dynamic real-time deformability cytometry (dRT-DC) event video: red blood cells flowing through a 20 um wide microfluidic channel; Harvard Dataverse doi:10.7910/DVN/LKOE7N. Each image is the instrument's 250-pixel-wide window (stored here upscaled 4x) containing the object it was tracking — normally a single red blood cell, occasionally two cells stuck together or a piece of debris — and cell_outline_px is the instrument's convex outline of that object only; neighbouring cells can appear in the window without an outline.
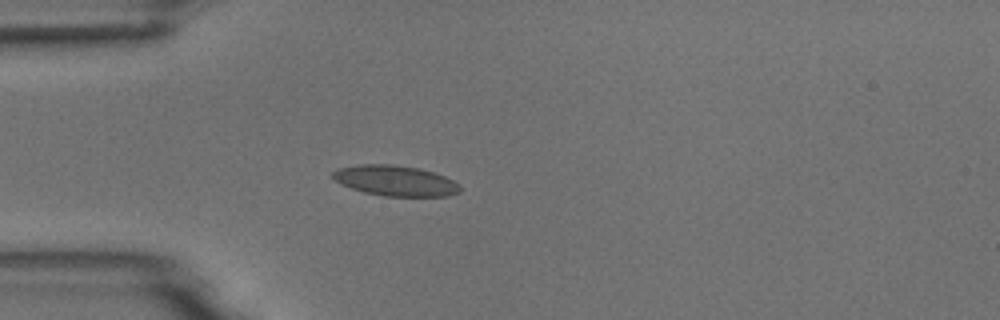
{"species": "common noctule bat (a hibernating species)", "species_latin": "Nyctalus noctula", "temperature_condition": "room temperature", "stored_images_in_passage": 1, "camera_frame_rate_fps": 3000, "um_per_image_px": 0.085, "animal": {"sex": "male", "body_mass_g": 18.8}, "frame": {"image": 1, "passage_image": 1, "time_ms": 0.0, "image_size_px": [1000, 320], "cell_outline_px": [[460, 192], [448, 196], [384, 196], [364, 192], [340, 184], [332, 176], [332, 172], [336, 168], [360, 164], [392, 164], [416, 168], [432, 172], [444, 176], [460, 184]], "centroid_in_image_um": [33.58, 15.36], "position_along_channel_um": 51.4, "area_um2": 22.54}}